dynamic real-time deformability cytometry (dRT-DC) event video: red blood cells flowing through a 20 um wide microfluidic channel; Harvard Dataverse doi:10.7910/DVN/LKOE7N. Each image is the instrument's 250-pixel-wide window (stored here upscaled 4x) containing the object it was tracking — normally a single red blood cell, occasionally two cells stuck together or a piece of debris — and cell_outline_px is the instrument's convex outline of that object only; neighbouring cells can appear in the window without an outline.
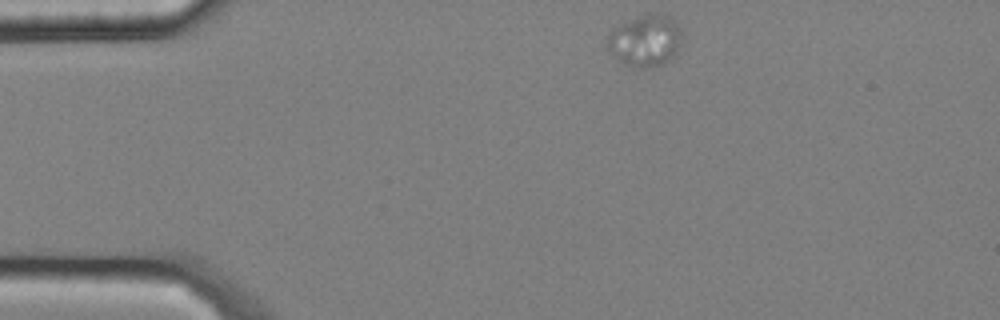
{"species": "common noctule bat (a hibernating species)", "species_latin": "Nyctalus noctula", "temperature_condition": "cold", "stored_images_in_passage": 37, "camera_frame_rate_fps": 3000, "um_per_image_px": 0.085, "animal": {"sex": "male", "body_mass_g": 20.4}, "frame": {"image": 1, "passage_image": 1, "time_ms": 0.0, "image_size_px": [1000, 320], "cell_outline_px": [[684, 36], [680, 48], [676, 56], [672, 60], [664, 64], [644, 68], [636, 68], [624, 64], [612, 56], [608, 52], [608, 32], [612, 28], [620, 24], [648, 12], [660, 12], [676, 20]], "centroid_in_image_um": [54.9, 3.45], "position_along_channel_um": 30.1, "area_um2": 23.41}}
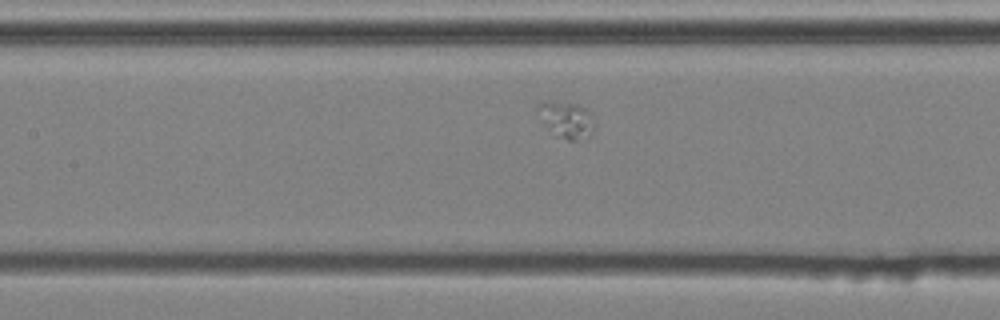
{"frame": {"image": 2, "passage_image": 16, "time_ms": 5.0, "image_size_px": [1000, 320], "cell_outline_px": [[592, 136], [576, 140], [568, 140], [544, 124], [536, 112], [536, 104], [544, 100], [552, 100], [576, 104], [584, 108], [588, 112], [592, 124]], "centroid_in_image_um": [48.07, 10.12], "position_along_channel_um": 159.3, "area_um2": 11.68}}
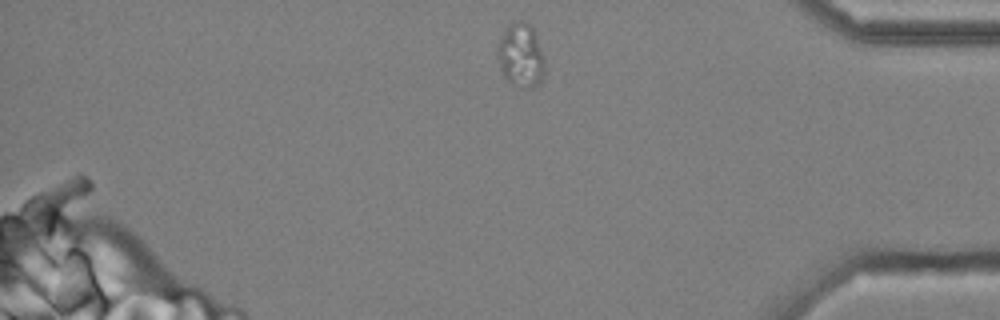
{"frame": {"image": 3, "passage_image": 37, "time_ms": 12.0, "image_size_px": [1000, 320], "cell_outline_px": [[544, 76], [540, 84], [532, 88], [512, 84], [504, 76], [500, 68], [496, 52], [496, 44], [512, 20], [524, 20], [532, 28], [536, 36], [544, 56]], "centroid_in_image_um": [44.26, 4.7], "position_along_channel_um": 390.9, "area_um2": 17.74}}